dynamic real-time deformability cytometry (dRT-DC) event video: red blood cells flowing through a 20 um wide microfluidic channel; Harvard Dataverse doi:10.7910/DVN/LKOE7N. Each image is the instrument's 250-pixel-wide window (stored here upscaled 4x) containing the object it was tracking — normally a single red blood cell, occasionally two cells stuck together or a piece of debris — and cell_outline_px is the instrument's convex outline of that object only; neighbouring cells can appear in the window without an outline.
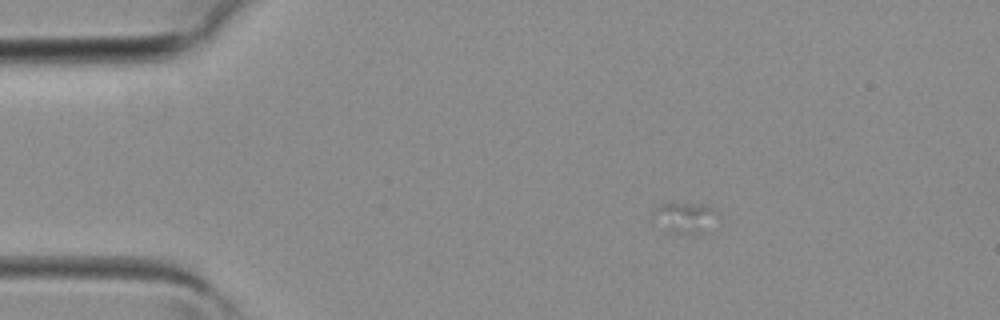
{"species": "common noctule bat (a hibernating species)", "species_latin": "Nyctalus noctula", "temperature_condition": "room temperature", "stored_images_in_passage": 3, "camera_frame_rate_fps": 3000, "um_per_image_px": 0.085, "animal": {"sex": "female", "body_mass_g": 19.3, "forearm_length_mm": 54.1}, "frame": {"image": 1, "passage_image": 2, "time_ms": 0.333, "image_size_px": [1000, 320], "cell_outline_px": [[720, 216], [700, 232], [672, 232], [668, 228], [652, 208], [660, 204], [704, 204], [716, 208]], "centroid_in_image_um": [58.36, 18.41], "position_along_channel_um": 26.6, "area_um2": 10.4}}